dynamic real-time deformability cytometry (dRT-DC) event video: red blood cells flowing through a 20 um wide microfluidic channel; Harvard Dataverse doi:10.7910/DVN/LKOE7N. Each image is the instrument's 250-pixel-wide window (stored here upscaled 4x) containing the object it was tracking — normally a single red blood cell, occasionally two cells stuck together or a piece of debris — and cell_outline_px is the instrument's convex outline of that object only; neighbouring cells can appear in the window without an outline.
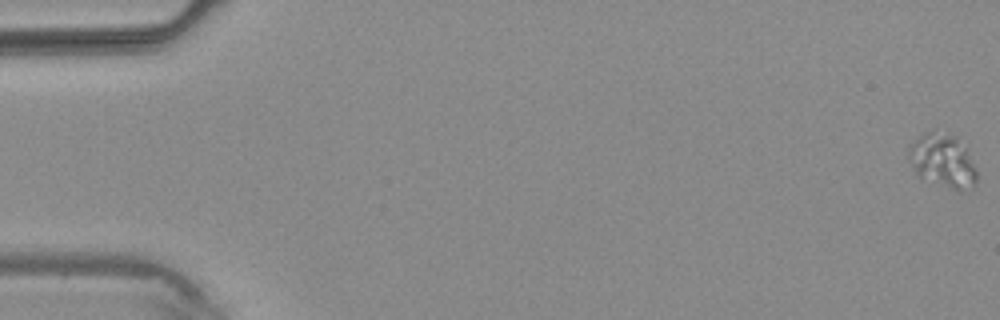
{"species": "common noctule bat (a hibernating species)", "species_latin": "Nyctalus noctula", "temperature_condition": "warm", "stored_images_in_passage": 6, "camera_frame_rate_fps": 3000, "um_per_image_px": 0.085, "animal": {"sex": "male", "body_mass_g": 20.4}, "frame": {"image": 1, "passage_image": 1, "time_ms": 0.0, "image_size_px": [1000, 320], "cell_outline_px": [[976, 180], [972, 184], [960, 188], [956, 188], [920, 176], [916, 172], [908, 160], [908, 144], [924, 132], [932, 128], [956, 136], [964, 148], [976, 172]], "centroid_in_image_um": [80.02, 13.52], "position_along_channel_um": 5.0, "area_um2": 20.35}}